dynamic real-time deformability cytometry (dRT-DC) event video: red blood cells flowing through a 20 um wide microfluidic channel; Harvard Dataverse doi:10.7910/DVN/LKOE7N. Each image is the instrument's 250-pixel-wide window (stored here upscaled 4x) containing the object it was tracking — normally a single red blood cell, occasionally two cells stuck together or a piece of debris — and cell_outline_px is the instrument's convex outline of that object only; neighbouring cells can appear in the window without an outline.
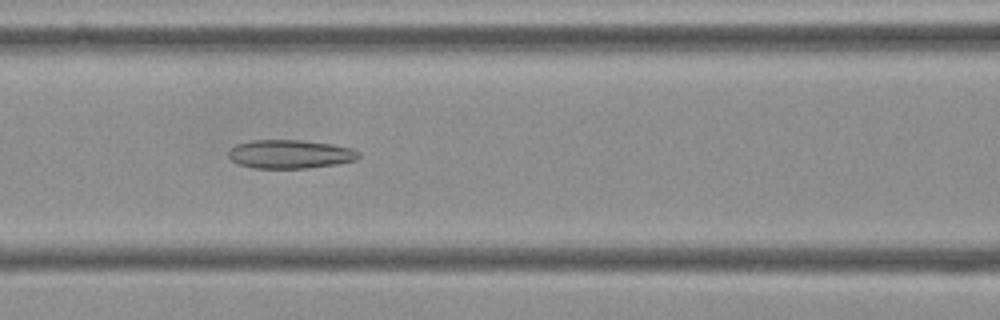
{"species": "Egyptian fruit bat (a non-hibernating species)", "species_latin": "Rousettus aegyptiacus", "temperature_condition": "cold", "stored_images_in_passage": 55, "camera_frame_rate_fps": 3000, "um_per_image_px": 0.085, "frame": {"image": 1, "passage_image": 23, "time_ms": 7.333, "image_size_px": [1000, 320], "cell_outline_px": [[360, 156], [356, 160], [336, 164], [308, 168], [252, 168], [236, 164], [228, 156], [228, 152], [236, 144], [252, 140], [300, 140], [332, 144], [352, 148], [360, 152]], "centroid_in_image_um": [24.65, 13.1], "position_along_channel_um": 141.9, "area_um2": 21.85}}
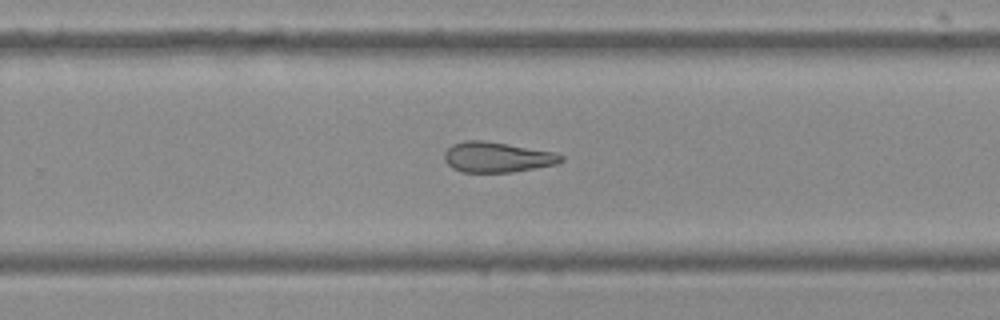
{"frame": {"image": 2, "passage_image": 35, "time_ms": 11.333, "image_size_px": [1000, 320], "cell_outline_px": [[564, 160], [556, 164], [512, 172], [460, 172], [452, 168], [444, 160], [444, 152], [452, 144], [464, 140], [484, 140], [552, 152], [564, 156]], "centroid_in_image_um": [42.2, 13.36], "position_along_channel_um": 287.6, "area_um2": 20.52}}
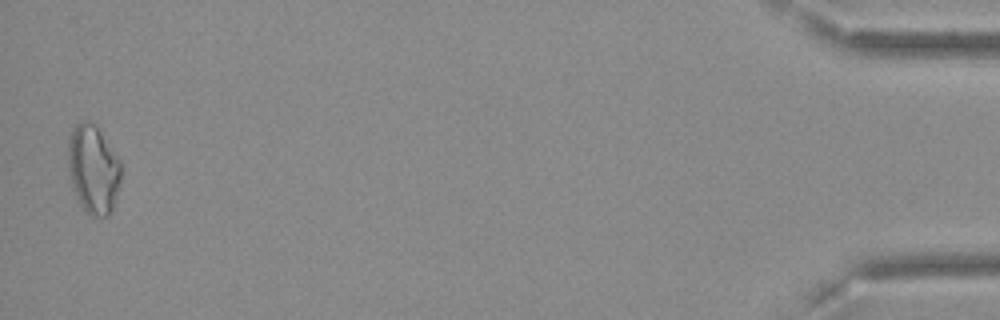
{"frame": {"image": 3, "passage_image": 54, "time_ms": 17.667, "image_size_px": [1000, 320], "cell_outline_px": [[120, 184], [112, 208], [104, 216], [92, 216], [80, 204], [72, 188], [68, 176], [68, 136], [72, 128], [76, 124], [84, 120], [88, 120], [96, 124], [120, 160]], "centroid_in_image_um": [7.89, 14.33], "position_along_channel_um": 427.3, "area_um2": 27.46}, "authors_computed_cell_mechanics": {"area_um2": 22.831, "velocity_mm_per_s": 3.6506, "shape_relaxation_time_tau1_ms": null, "shape_relaxation_time_tau2_ms": 5.7488, "deformation_change_tau1": null, "deformation_change_tau2": 0.1614}}